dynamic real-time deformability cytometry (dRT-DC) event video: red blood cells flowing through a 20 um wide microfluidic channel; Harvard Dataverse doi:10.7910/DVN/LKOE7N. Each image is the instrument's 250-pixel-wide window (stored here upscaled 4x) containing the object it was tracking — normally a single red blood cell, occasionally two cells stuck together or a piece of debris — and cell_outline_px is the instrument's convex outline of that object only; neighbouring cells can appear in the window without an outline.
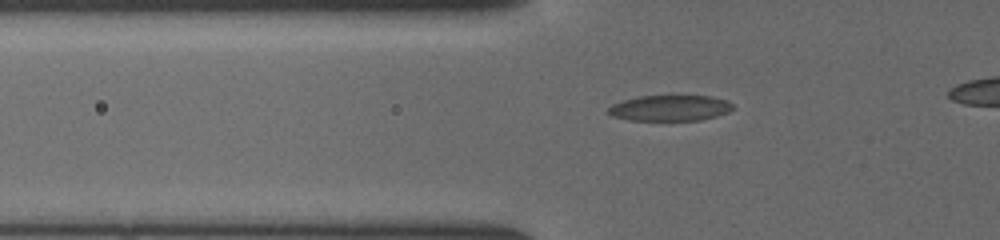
{"species": "common noctule bat (a hibernating species)", "species_latin": "Nyctalus noctula", "temperature_condition": "cold", "stored_images_in_passage": 46, "camera_frame_rate_fps": 3000, "um_per_image_px": 0.085, "animal": {"sex": "female", "body_mass_g": 19.5, "forearm_length_mm": 54.1}, "frame": {"image": 1, "passage_image": 19, "time_ms": 6.0, "image_size_px": [1000, 240], "cell_outline_px": [[732, 108], [728, 112], [716, 116], [700, 120], [628, 120], [612, 116], [608, 112], [608, 108], [612, 104], [624, 100], [640, 96], [712, 96], [728, 100], [732, 104]], "centroid_in_image_um": [56.95, 9.18], "position_along_channel_um": 68.8, "area_um2": 18.61}}
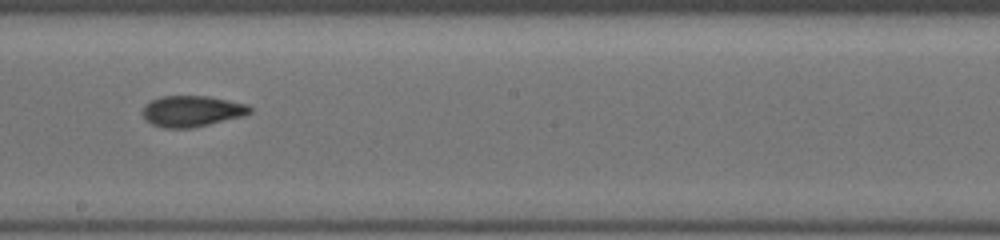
{"frame": {"image": 2, "passage_image": 31, "time_ms": 10.0, "image_size_px": [1000, 240], "cell_outline_px": [[252, 112], [244, 116], [192, 128], [164, 128], [152, 124], [140, 112], [144, 104], [160, 96], [208, 96], [248, 104], [252, 108]], "centroid_in_image_um": [16.31, 9.44], "position_along_channel_um": 231.9, "area_um2": 19.54}}
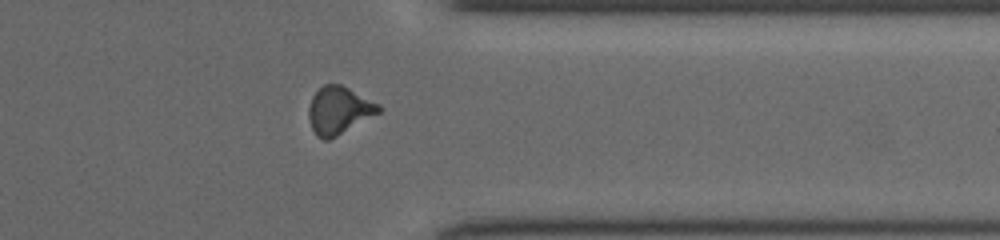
{"frame": {"image": 3, "passage_image": 42, "time_ms": 13.667, "image_size_px": [1000, 240], "cell_outline_px": [[380, 112], [336, 136], [328, 140], [324, 140], [316, 136], [312, 128], [308, 116], [308, 108], [312, 96], [324, 84], [340, 84], [380, 104]], "centroid_in_image_um": [28.78, 9.38], "position_along_channel_um": 382.6, "area_um2": 19.13}}